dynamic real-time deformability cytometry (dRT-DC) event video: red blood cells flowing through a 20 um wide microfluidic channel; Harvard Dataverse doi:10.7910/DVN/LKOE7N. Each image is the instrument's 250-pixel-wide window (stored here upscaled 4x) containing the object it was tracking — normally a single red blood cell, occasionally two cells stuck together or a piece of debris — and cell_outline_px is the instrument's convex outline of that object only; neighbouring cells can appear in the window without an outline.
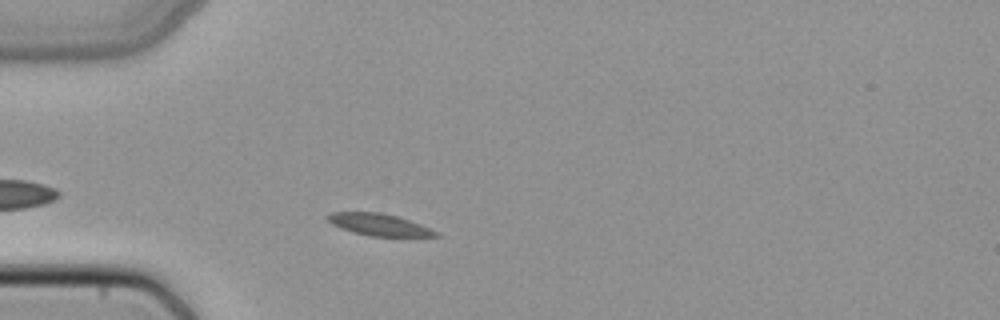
{"species": "common noctule bat (a hibernating species)", "species_latin": "Nyctalus noctula", "temperature_condition": "cold", "stored_images_in_passage": 33, "camera_frame_rate_fps": 3000, "um_per_image_px": 0.085, "animal": {"sex": "female", "body_mass_g": 22.7, "forearm_length_mm": 54.2}, "frame": {"image": 1, "passage_image": 7, "time_ms": 2.0, "image_size_px": [1000, 320], "cell_outline_px": [[440, 236], [368, 236], [352, 232], [340, 228], [332, 224], [324, 216], [328, 212], [380, 212], [396, 216], [420, 224], [436, 232]], "centroid_in_image_um": [32.11, 19.08], "position_along_channel_um": 52.9, "area_um2": 13.7}}
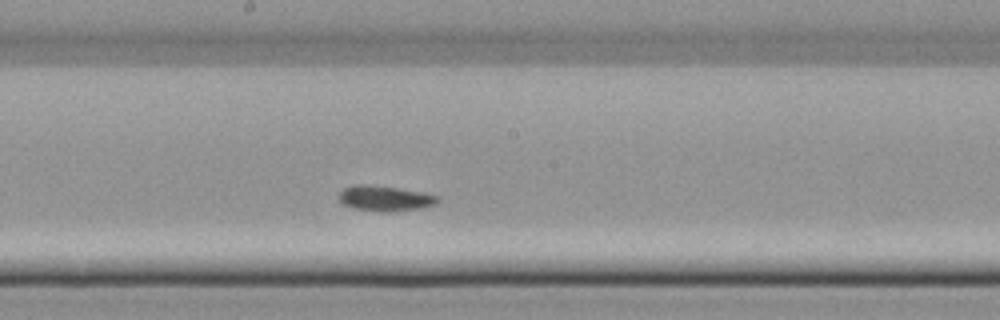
{"frame": {"image": 2, "passage_image": 20, "time_ms": 6.333, "image_size_px": [1000, 320], "cell_outline_px": [[440, 200], [436, 204], [420, 208], [352, 208], [344, 204], [340, 200], [340, 192], [344, 188], [352, 184], [368, 184], [424, 192], [440, 196]], "centroid_in_image_um": [32.74, 16.78], "position_along_channel_um": 215.5, "area_um2": 13.58}}
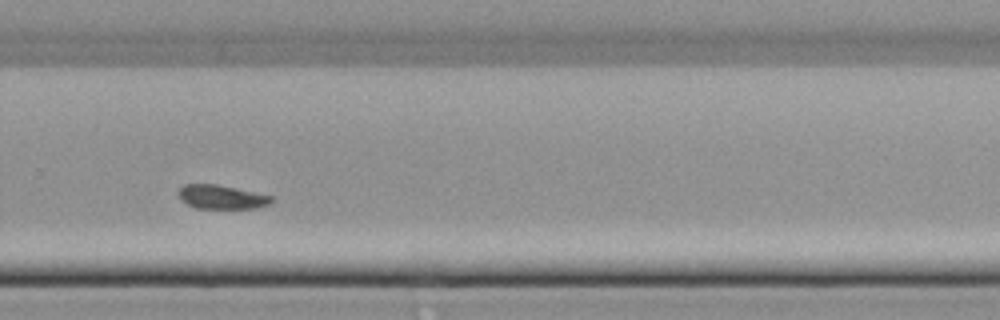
{"frame": {"image": 3, "passage_image": 27, "time_ms": 8.667, "image_size_px": [1000, 320], "cell_outline_px": [[272, 200], [268, 204], [256, 208], [196, 208], [180, 200], [180, 188], [184, 184], [216, 184], [272, 196]], "centroid_in_image_um": [18.81, 16.74], "position_along_channel_um": 311.0, "area_um2": 12.66}}